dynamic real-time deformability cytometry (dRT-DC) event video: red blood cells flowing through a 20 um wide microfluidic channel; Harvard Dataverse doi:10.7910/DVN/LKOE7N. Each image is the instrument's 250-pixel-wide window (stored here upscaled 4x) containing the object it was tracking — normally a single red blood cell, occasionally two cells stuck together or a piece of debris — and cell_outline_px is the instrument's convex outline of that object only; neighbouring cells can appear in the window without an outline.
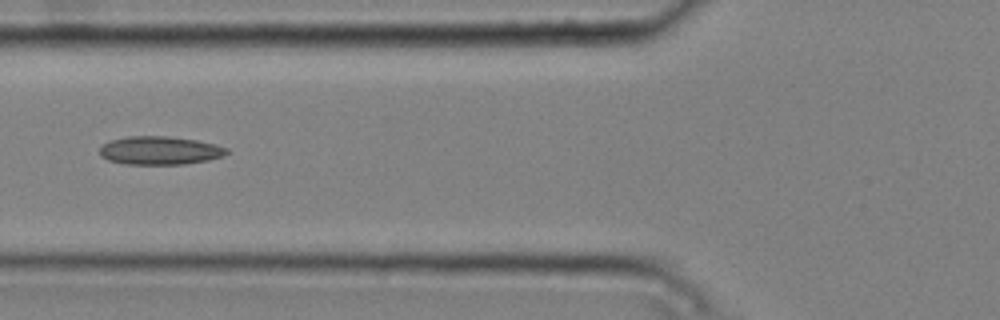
{"species": "common noctule bat (a hibernating species)", "species_latin": "Nyctalus noctula", "temperature_condition": "cold", "stored_images_in_passage": 6, "camera_frame_rate_fps": 3000, "um_per_image_px": 0.085, "animal": {"sex": "male", "body_mass_g": 20.4}, "frame": {"image": 1, "passage_image": 3, "time_ms": 0.667, "image_size_px": [1000, 320], "cell_outline_px": [[228, 152], [224, 156], [208, 160], [184, 164], [128, 164], [108, 160], [100, 156], [100, 148], [108, 140], [124, 136], [168, 136], [196, 140], [216, 144], [228, 148]], "centroid_in_image_um": [13.58, 12.78], "position_along_channel_um": 112.2, "area_um2": 21.1}}
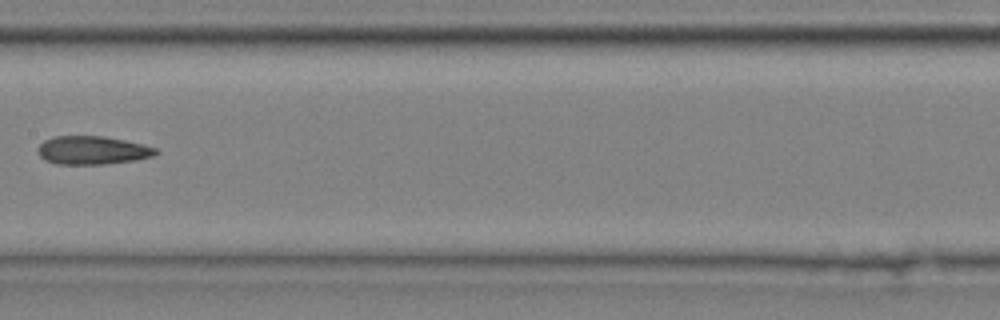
{"frame": {"image": 2, "passage_image": 5, "time_ms": 1.333, "image_size_px": [1000, 320], "cell_outline_px": [[160, 152], [152, 156], [136, 160], [104, 164], [56, 164], [44, 160], [40, 156], [40, 144], [44, 140], [52, 136], [104, 136], [144, 144], [156, 148]], "centroid_in_image_um": [7.88, 12.77], "position_along_channel_um": 199.5, "area_um2": 19.48}}
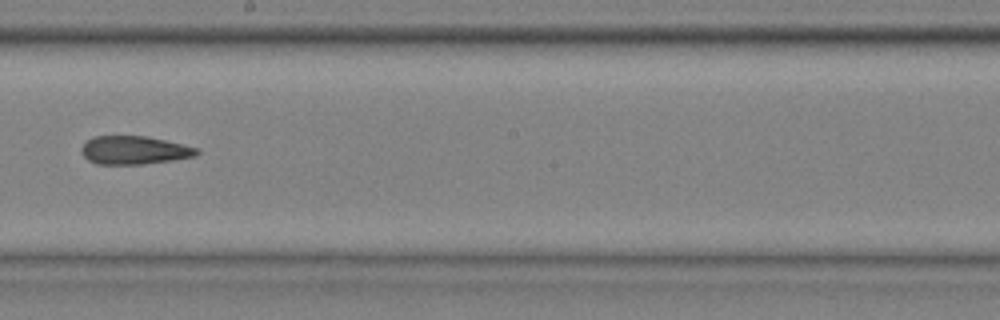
{"frame": {"image": 3, "passage_image": 6, "time_ms": 1.667, "image_size_px": [1000, 320], "cell_outline_px": [[200, 152], [196, 156], [172, 160], [144, 164], [96, 164], [88, 160], [80, 152], [80, 148], [92, 136], [148, 136], [200, 148]], "centroid_in_image_um": [11.42, 12.76], "position_along_channel_um": 236.8, "area_um2": 19.19}}